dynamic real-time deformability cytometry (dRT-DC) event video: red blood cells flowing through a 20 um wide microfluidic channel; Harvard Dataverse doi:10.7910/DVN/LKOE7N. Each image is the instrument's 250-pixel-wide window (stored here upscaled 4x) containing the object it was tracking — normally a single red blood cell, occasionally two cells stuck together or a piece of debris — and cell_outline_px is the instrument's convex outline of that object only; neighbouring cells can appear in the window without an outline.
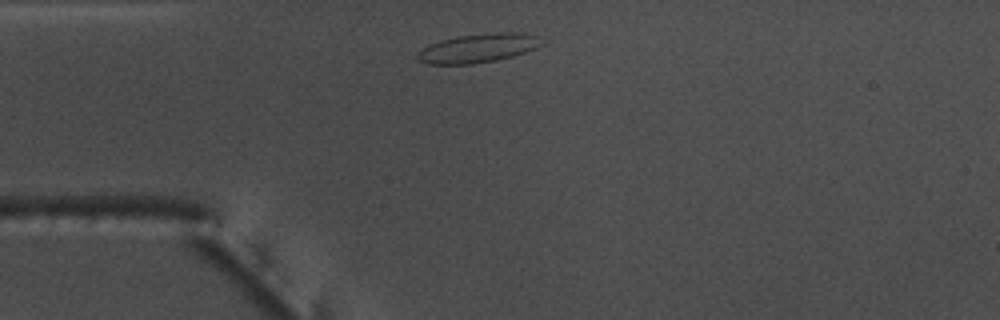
{"species": "common noctule bat (a hibernating species)", "species_latin": "Nyctalus noctula", "temperature_condition": "warm", "stored_images_in_passage": 30, "camera_frame_rate_fps": 3000, "um_per_image_px": 0.085, "animal": {"sex": "male", "body_mass_g": 17.5, "forearm_length_mm": 52.3}, "frame": {"image": 1, "passage_image": 1, "time_ms": 0.0, "image_size_px": [1000, 320], "cell_outline_px": [[544, 44], [536, 48], [512, 56], [496, 60], [472, 64], [428, 64], [420, 60], [416, 56], [416, 52], [428, 44], [440, 40], [460, 36], [496, 32], [520, 32], [540, 36]], "centroid_in_image_um": [40.65, 4.08], "position_along_channel_um": 44.3, "area_um2": 20.98}}
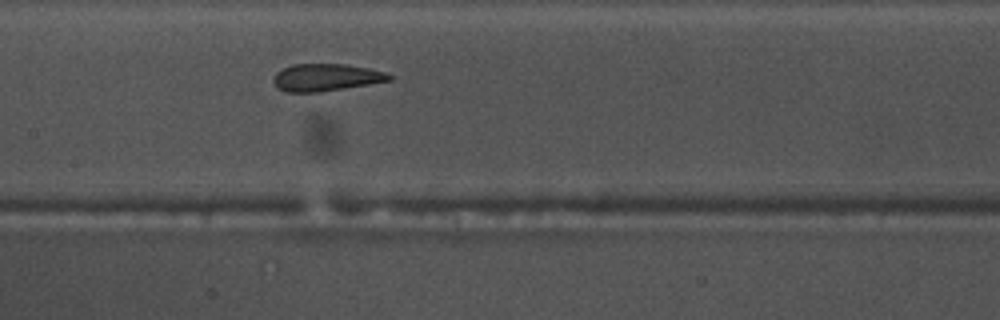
{"frame": {"image": 2, "passage_image": 13, "time_ms": 4.0, "image_size_px": [1000, 320], "cell_outline_px": [[396, 76], [392, 80], [320, 92], [284, 92], [276, 88], [272, 80], [276, 72], [292, 64], [348, 64], [368, 68], [384, 72]], "centroid_in_image_um": [27.7, 6.58], "position_along_channel_um": 179.7, "area_um2": 18.55}}
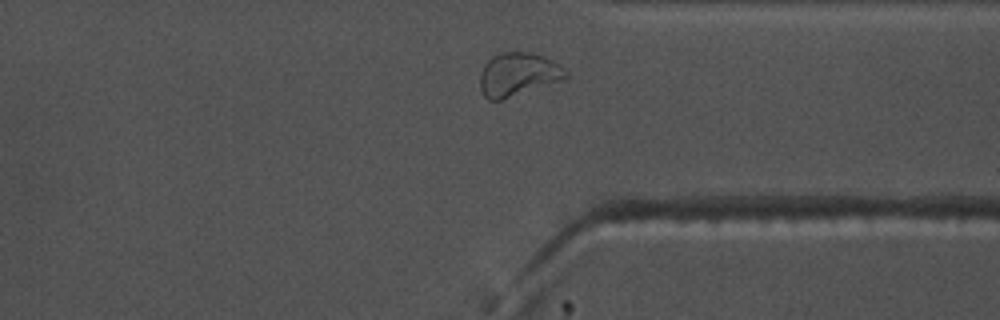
{"frame": {"image": 3, "passage_image": 28, "time_ms": 9.0, "image_size_px": [1000, 320], "cell_outline_px": [[568, 80], [500, 100], [488, 100], [484, 96], [480, 88], [480, 72], [484, 64], [492, 56], [500, 52], [532, 52], [544, 56], [568, 72]], "centroid_in_image_um": [44.05, 6.33], "position_along_channel_um": 367.4, "area_um2": 22.02}, "authors_computed_cell_mechanics": {"area_um2": 18.6694, "velocity_mm_per_s": 3.781, "shape_relaxation_time_tau1_ms": null, "shape_relaxation_time_tau2_ms": 0.8515, "deformation_change_tau1": null, "deformation_change_tau2": 0.0644}}